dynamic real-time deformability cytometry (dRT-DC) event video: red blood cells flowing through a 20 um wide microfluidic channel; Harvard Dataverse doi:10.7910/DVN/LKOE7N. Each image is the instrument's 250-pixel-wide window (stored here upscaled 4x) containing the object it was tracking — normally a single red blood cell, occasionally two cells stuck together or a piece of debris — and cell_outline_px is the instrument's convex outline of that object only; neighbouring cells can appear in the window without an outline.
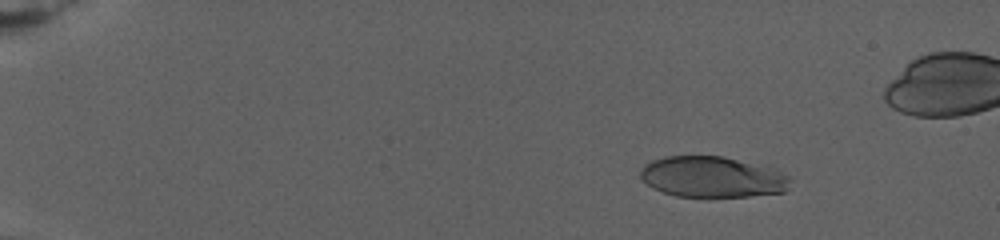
{"species": "human", "species_latin": "Homo sapiens", "temperature_condition": "warm", "stored_images_in_passage": 83, "camera_frame_rate_fps": 3000, "um_per_image_px": 0.085, "donor": {"sex": "female"}, "frame": {"image": 1, "passage_image": 14, "time_ms": 4.0, "image_size_px": [1000, 240], "cell_outline_px": [[788, 180], [784, 192], [748, 196], [676, 196], [652, 188], [640, 176], [640, 172], [644, 164], [652, 160], [664, 156], [720, 156], [776, 168], [788, 176]], "centroid_in_image_um": [60.52, 15.03], "position_along_channel_um": 24.5, "area_um2": 35.37}}
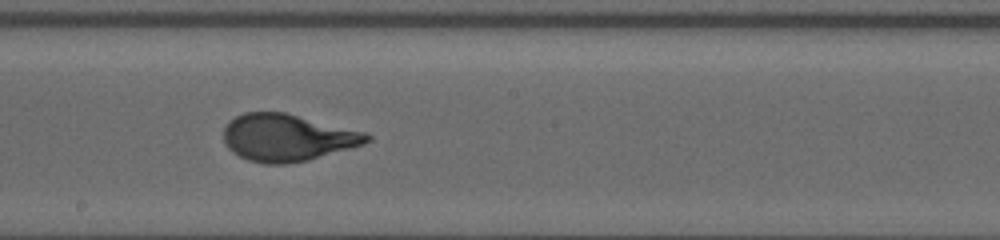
{"frame": {"image": 2, "passage_image": 51, "time_ms": 16.0, "image_size_px": [1000, 240], "cell_outline_px": [[372, 140], [364, 144], [308, 160], [288, 164], [264, 164], [248, 160], [232, 152], [228, 148], [224, 140], [224, 128], [228, 120], [244, 112], [284, 112], [368, 132], [372, 136]], "centroid_in_image_um": [24.44, 11.69], "position_along_channel_um": 223.8, "area_um2": 39.54}}
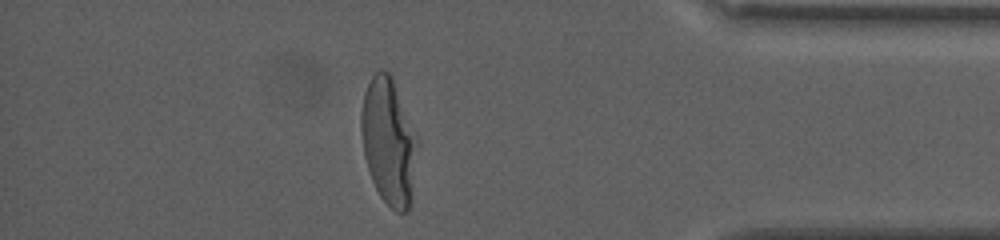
{"frame": {"image": 3, "passage_image": 74, "time_ms": 23.667, "image_size_px": [1000, 240], "cell_outline_px": [[420, 144], [412, 204], [408, 212], [396, 212], [380, 196], [372, 180], [364, 156], [360, 132], [360, 116], [364, 92], [372, 76], [380, 68], [384, 68], [392, 76], [420, 140]], "centroid_in_image_um": [33.09, 12.04], "position_along_channel_um": 402.1, "area_um2": 42.77}}